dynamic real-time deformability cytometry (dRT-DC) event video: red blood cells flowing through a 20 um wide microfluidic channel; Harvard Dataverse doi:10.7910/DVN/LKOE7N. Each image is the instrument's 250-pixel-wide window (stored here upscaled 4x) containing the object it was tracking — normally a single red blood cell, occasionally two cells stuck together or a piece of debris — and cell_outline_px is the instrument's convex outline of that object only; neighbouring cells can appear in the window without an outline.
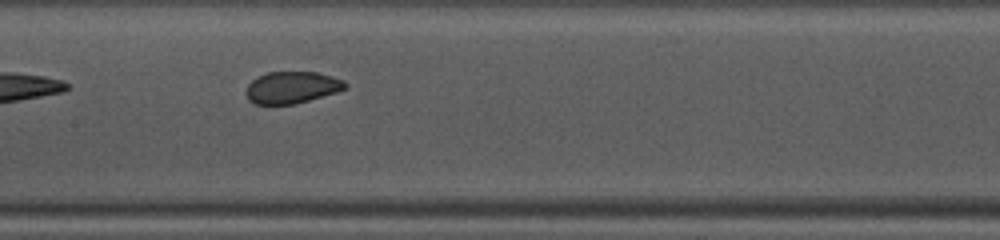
{"species": "common noctule bat (a hibernating species)", "species_latin": "Nyctalus noctula", "temperature_condition": "warm", "stored_images_in_passage": 47, "camera_frame_rate_fps": 3000, "um_per_image_px": 0.085, "animal": {"sex": "female", "body_mass_g": 10.0, "forearm_length_mm": 53.1}, "frame": {"image": 1, "passage_image": 21, "time_ms": 6.667, "image_size_px": [1000, 240], "cell_outline_px": [[348, 88], [336, 92], [308, 100], [292, 104], [256, 104], [248, 100], [248, 84], [256, 76], [268, 72], [316, 72], [332, 76], [344, 80], [348, 84]], "centroid_in_image_um": [24.84, 7.42], "position_along_channel_um": 182.6, "area_um2": 18.26}}
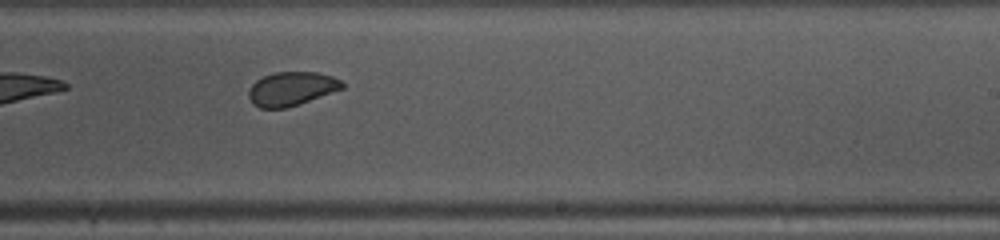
{"frame": {"image": 2, "passage_image": 27, "time_ms": 8.667, "image_size_px": [1000, 240], "cell_outline_px": [[344, 88], [300, 104], [284, 108], [260, 108], [252, 104], [248, 96], [248, 88], [256, 80], [264, 76], [276, 72], [316, 72], [332, 76], [340, 80], [344, 84]], "centroid_in_image_um": [24.75, 7.55], "position_along_channel_um": 264.2, "area_um2": 18.5}, "authors_computed_cell_mechanics": {"area_um2": 20.519, "velocity_mm_per_s": 4.0986, "shape_relaxation_time_tau1_ms": 6.1577, "shape_relaxation_time_tau2_ms": null, "deformation_change_tau1": 0.135, "deformation_change_tau2": null}}